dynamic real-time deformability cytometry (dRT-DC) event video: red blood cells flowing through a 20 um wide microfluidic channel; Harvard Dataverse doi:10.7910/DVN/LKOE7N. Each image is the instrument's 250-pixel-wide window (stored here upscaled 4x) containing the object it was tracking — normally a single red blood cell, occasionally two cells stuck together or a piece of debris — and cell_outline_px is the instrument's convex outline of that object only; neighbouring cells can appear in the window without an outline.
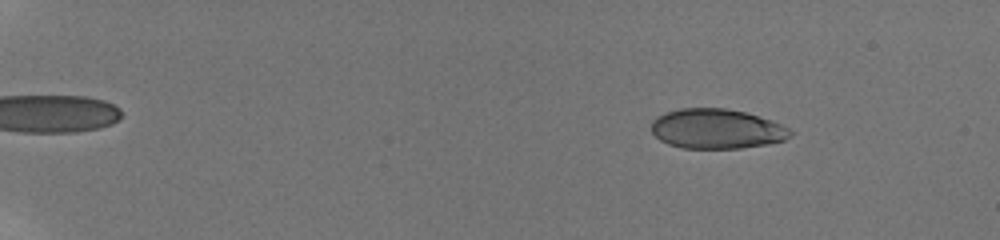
{"species": "human", "species_latin": "Homo sapiens", "temperature_condition": "room temperature", "stored_images_in_passage": 7, "camera_frame_rate_fps": 3000, "um_per_image_px": 0.085, "donor": {"sex": "male"}, "frame": {"image": 1, "passage_image": 3, "time_ms": 2.0, "image_size_px": [1000, 240], "cell_outline_px": [[792, 136], [784, 140], [764, 144], [740, 148], [684, 148], [668, 144], [660, 140], [652, 132], [652, 120], [656, 116], [664, 112], [680, 108], [724, 108], [744, 112], [772, 120], [788, 128], [792, 132]], "centroid_in_image_um": [60.89, 10.94], "position_along_channel_um": 24.1, "area_um2": 32.14}}
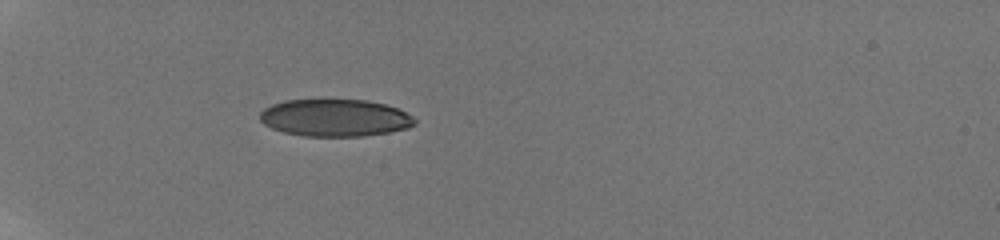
{"frame": {"image": 2, "passage_image": 7, "time_ms": 6.0, "image_size_px": [1000, 240], "cell_outline_px": [[416, 124], [408, 128], [388, 132], [364, 136], [304, 136], [284, 132], [272, 128], [264, 124], [260, 120], [260, 112], [264, 108], [272, 104], [284, 100], [320, 96], [364, 100], [384, 104], [396, 108], [412, 116], [416, 120]], "centroid_in_image_um": [28.42, 9.96], "position_along_channel_um": 56.6, "area_um2": 34.62}}